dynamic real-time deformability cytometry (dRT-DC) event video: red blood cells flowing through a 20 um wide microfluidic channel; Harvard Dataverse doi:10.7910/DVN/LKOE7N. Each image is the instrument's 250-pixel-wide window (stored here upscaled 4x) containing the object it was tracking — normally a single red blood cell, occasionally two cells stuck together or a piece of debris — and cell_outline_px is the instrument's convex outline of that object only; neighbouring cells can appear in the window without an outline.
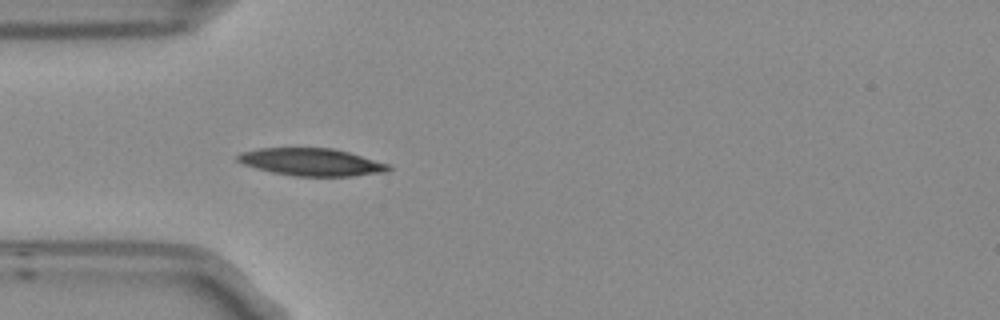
{"species": "Egyptian fruit bat (a non-hibernating species)", "species_latin": "Rousettus aegyptiacus", "temperature_condition": "room temperature", "stored_images_in_passage": 4, "camera_frame_rate_fps": 3000, "um_per_image_px": 0.085, "frame": {"image": 1, "passage_image": 4, "time_ms": 1.0, "image_size_px": [1000, 320], "cell_outline_px": [[392, 168], [388, 172], [352, 176], [296, 176], [272, 172], [256, 168], [244, 164], [236, 160], [236, 156], [240, 152], [260, 148], [332, 148], [348, 152], [388, 164]], "centroid_in_image_um": [26.46, 13.78], "position_along_channel_um": 58.5, "area_um2": 24.04}}